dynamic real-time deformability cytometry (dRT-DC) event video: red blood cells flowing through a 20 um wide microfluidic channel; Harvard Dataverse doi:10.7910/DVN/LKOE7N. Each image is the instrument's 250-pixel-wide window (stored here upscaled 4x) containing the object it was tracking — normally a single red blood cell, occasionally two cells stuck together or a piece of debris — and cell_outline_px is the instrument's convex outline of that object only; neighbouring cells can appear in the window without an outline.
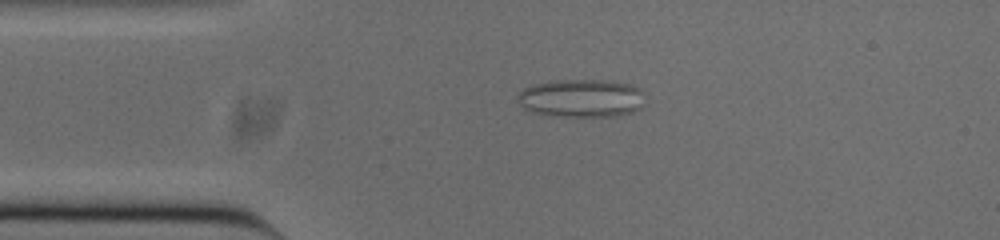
{"species": "common noctule bat (a hibernating species)", "species_latin": "Nyctalus noctula", "temperature_condition": "cold", "stored_images_in_passage": 54, "camera_frame_rate_fps": 3000, "um_per_image_px": 0.085, "animal": {"sex": "male", "body_mass_g": 20.0, "forearm_length_mm": 53.3}, "frame": {"image": 1, "passage_image": 11, "time_ms": 3.333, "image_size_px": [1000, 240], "cell_outline_px": [[648, 104], [632, 112], [612, 116], [564, 116], [536, 112], [524, 108], [520, 104], [520, 92], [524, 88], [532, 84], [556, 80], [608, 80], [628, 84], [640, 88], [644, 92]], "centroid_in_image_um": [49.53, 8.33], "position_along_channel_um": 35.5, "area_um2": 28.26}}
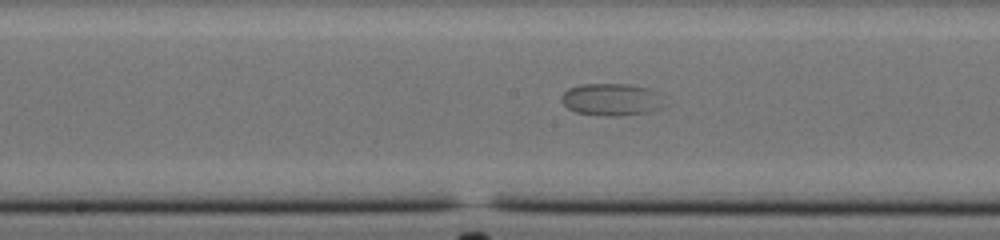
{"frame": {"image": 2, "passage_image": 26, "time_ms": 8.333, "image_size_px": [1000, 240], "cell_outline_px": [[668, 104], [660, 108], [648, 112], [620, 116], [604, 116], [576, 112], [568, 108], [560, 100], [560, 96], [568, 88], [580, 84], [628, 84], [652, 88], [664, 92], [668, 96]], "centroid_in_image_um": [52.12, 8.44], "position_along_channel_um": 196.1, "area_um2": 20.23}}
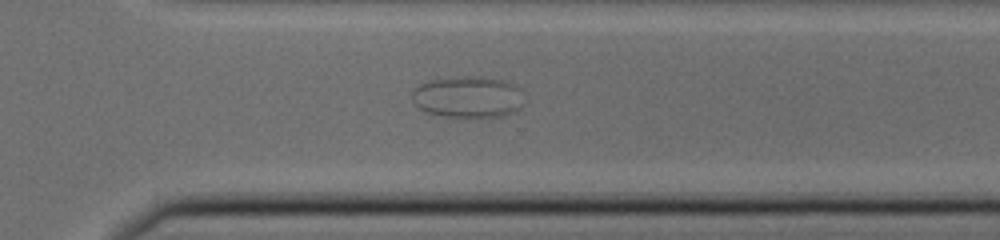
{"frame": {"image": 3, "passage_image": 37, "time_ms": 12.0, "image_size_px": [1000, 240], "cell_outline_px": [[520, 108], [516, 112], [504, 116], [476, 120], [468, 120], [444, 116], [428, 112], [420, 108], [416, 104], [412, 96], [412, 92], [420, 84], [432, 80], [468, 76], [484, 76], [504, 80], [516, 84]], "centroid_in_image_um": [39.78, 8.29], "position_along_channel_um": 330.8, "area_um2": 27.4}}